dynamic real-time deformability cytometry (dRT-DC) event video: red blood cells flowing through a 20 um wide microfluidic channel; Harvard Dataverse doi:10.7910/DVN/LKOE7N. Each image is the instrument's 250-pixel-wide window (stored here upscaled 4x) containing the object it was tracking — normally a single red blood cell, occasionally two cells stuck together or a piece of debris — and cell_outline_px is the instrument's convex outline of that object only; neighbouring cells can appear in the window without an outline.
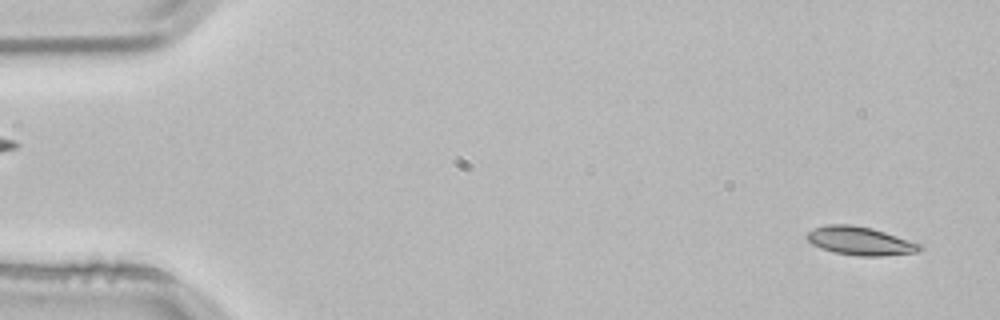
{"species": "common noctule bat (a hibernating species)", "species_latin": "Nyctalus noctula", "temperature_condition": "room temperature", "stored_images_in_passage": 4, "segment_of_instrument_passage": [2, 2], "camera_frame_rate_fps": 3000, "um_per_image_px": 0.085, "animal": {"sex": "male", "body_mass_g": 21.5, "forearm_length_mm": 52.0}, "frame": {"image": 1, "passage_image": 4, "time_ms": 1.0, "image_size_px": [1000, 320], "cell_outline_px": [[924, 248], [920, 252], [880, 256], [856, 256], [836, 252], [820, 248], [812, 244], [804, 236], [808, 232], [816, 228], [828, 224], [852, 224], [872, 228], [920, 244]], "centroid_in_image_um": [73.11, 20.48], "position_along_channel_um": 11.9, "area_um2": 18.61}}